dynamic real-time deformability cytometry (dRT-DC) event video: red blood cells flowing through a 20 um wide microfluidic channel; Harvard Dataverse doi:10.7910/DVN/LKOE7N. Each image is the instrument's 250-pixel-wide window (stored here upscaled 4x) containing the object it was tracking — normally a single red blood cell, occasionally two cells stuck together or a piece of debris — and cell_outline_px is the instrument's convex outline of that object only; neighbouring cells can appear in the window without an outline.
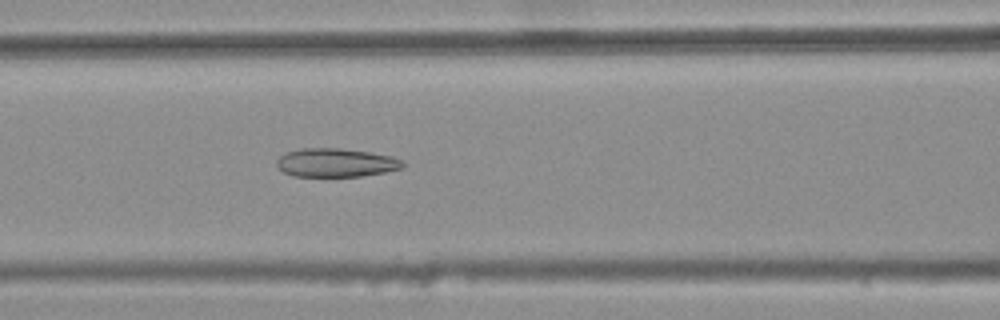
{"species": "common noctule bat (a hibernating species)", "species_latin": "Nyctalus noctula", "temperature_condition": "warm", "stored_images_in_passage": 37, "camera_frame_rate_fps": 3000, "um_per_image_px": 0.085, "animal": {"sex": "female", "body_mass_g": 25.1}, "frame": {"image": 1, "passage_image": 13, "time_ms": 4.0, "image_size_px": [1000, 320], "cell_outline_px": [[404, 164], [400, 168], [384, 172], [360, 176], [292, 176], [284, 172], [276, 164], [276, 160], [284, 152], [300, 148], [340, 148], [368, 152], [392, 156], [404, 160]], "centroid_in_image_um": [28.52, 13.82], "position_along_channel_um": 138.1, "area_um2": 20.98}}
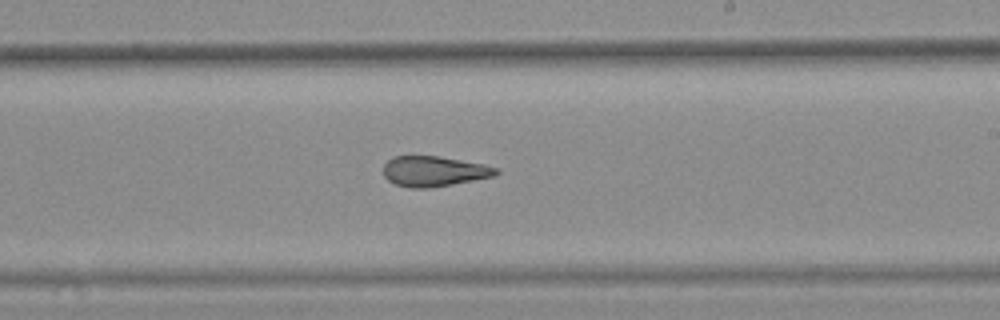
{"frame": {"image": 2, "passage_image": 22, "time_ms": 7.0, "image_size_px": [1000, 320], "cell_outline_px": [[500, 172], [496, 176], [452, 184], [428, 188], [408, 188], [396, 184], [388, 180], [384, 176], [384, 164], [392, 156], [440, 156], [484, 164], [496, 168]], "centroid_in_image_um": [36.89, 14.55], "position_along_channel_um": 252.1, "area_um2": 19.94}}
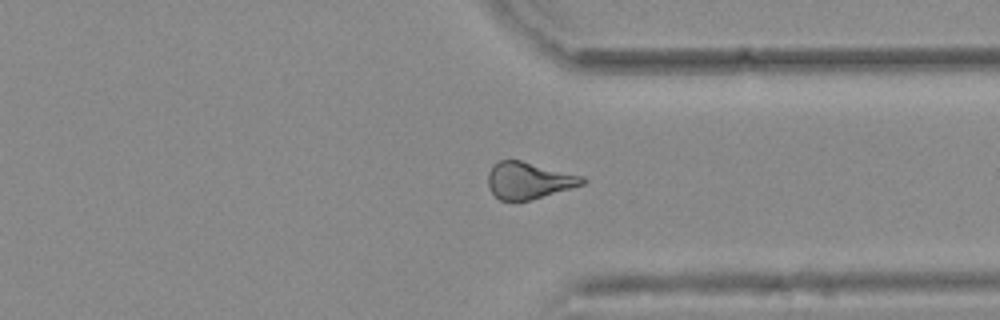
{"frame": {"image": 3, "passage_image": 31, "time_ms": 10.0, "image_size_px": [1000, 320], "cell_outline_px": [[588, 180], [584, 184], [572, 188], [528, 200], [500, 200], [488, 188], [488, 172], [492, 164], [500, 160], [520, 160], [584, 176]], "centroid_in_image_um": [44.94, 15.32], "position_along_channel_um": 366.5, "area_um2": 20.17}, "authors_computed_cell_mechanics": {"area_um2": 20.519, "velocity_mm_per_s": 3.8138, "shape_relaxation_time_tau1_ms": null, "shape_relaxation_time_tau2_ms": 2.1948, "deformation_change_tau1": null, "deformation_change_tau2": 0.1156}}